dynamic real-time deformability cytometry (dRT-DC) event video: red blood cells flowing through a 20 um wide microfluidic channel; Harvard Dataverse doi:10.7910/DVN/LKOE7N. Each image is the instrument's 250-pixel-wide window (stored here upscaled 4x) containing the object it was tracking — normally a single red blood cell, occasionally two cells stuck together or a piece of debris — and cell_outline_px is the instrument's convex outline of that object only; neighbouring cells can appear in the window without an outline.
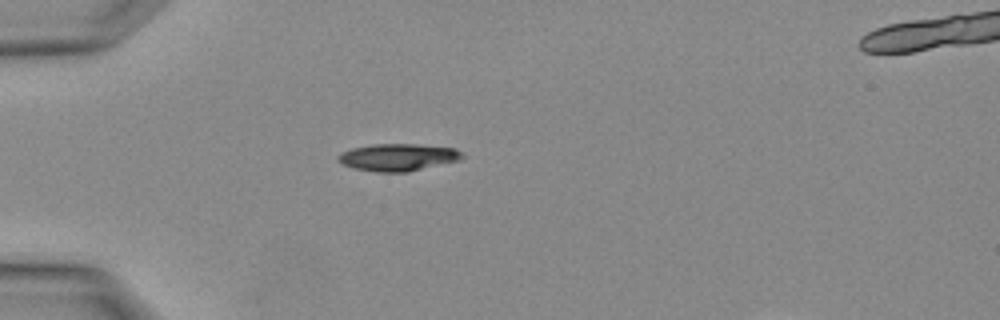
{"species": "Egyptian fruit bat (a non-hibernating species)", "species_latin": "Rousettus aegyptiacus", "temperature_condition": "warm", "stored_images_in_passage": 1, "camera_frame_rate_fps": 3000, "um_per_image_px": 0.085, "animal": {"sex": "female"}, "frame": {"image": 1, "passage_image": 1, "time_ms": 0.0, "image_size_px": [1000, 320], "cell_outline_px": [[464, 156], [460, 160], [408, 172], [376, 172], [356, 168], [344, 164], [336, 160], [336, 156], [340, 152], [352, 148], [376, 144], [416, 144], [456, 148]], "centroid_in_image_um": [33.82, 13.36], "position_along_channel_um": 51.2, "area_um2": 19.65}}